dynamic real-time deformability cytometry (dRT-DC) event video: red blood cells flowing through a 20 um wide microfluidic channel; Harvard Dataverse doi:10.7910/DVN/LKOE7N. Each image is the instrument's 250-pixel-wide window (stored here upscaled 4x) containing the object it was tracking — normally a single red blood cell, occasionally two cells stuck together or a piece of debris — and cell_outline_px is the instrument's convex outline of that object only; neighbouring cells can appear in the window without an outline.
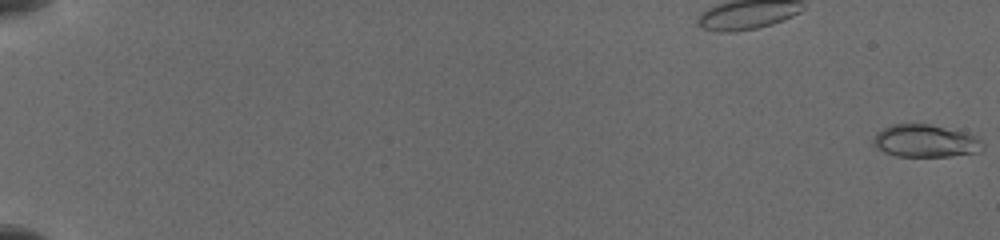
{"species": "common noctule bat (a hibernating species)", "species_latin": "Nyctalus noctula", "temperature_condition": "cold", "stored_images_in_passage": 18, "camera_frame_rate_fps": 3000, "um_per_image_px": 0.085, "animal": {"sex": "female", "body_mass_g": 19.5, "forearm_length_mm": 54.1}, "frame": {"image": 1, "passage_image": 1, "time_ms": 0.0, "image_size_px": [1000, 240], "cell_outline_px": [[984, 148], [980, 152], [952, 156], [896, 156], [884, 152], [876, 148], [872, 144], [872, 136], [876, 132], [892, 124], [928, 124], [964, 132], [976, 136], [984, 144]], "centroid_in_image_um": [78.64, 11.99], "position_along_channel_um": 6.4, "area_um2": 20.92}}
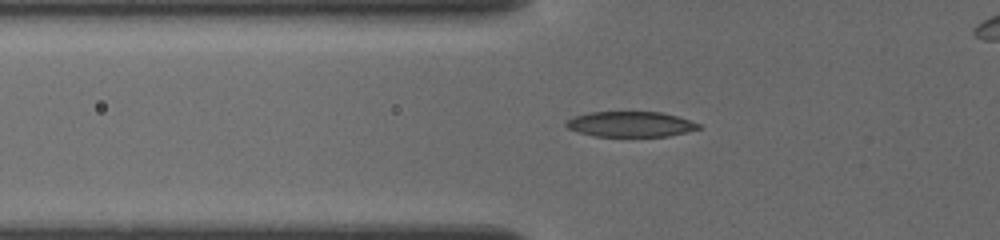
{"frame": {"image": 2, "passage_image": 16, "time_ms": 7.0, "image_size_px": [1000, 240], "cell_outline_px": [[700, 128], [668, 136], [592, 136], [568, 128], [564, 124], [568, 120], [576, 116], [592, 112], [660, 112], [676, 116], [700, 124]], "centroid_in_image_um": [53.58, 10.56], "position_along_channel_um": 72.2, "area_um2": 19.19}}